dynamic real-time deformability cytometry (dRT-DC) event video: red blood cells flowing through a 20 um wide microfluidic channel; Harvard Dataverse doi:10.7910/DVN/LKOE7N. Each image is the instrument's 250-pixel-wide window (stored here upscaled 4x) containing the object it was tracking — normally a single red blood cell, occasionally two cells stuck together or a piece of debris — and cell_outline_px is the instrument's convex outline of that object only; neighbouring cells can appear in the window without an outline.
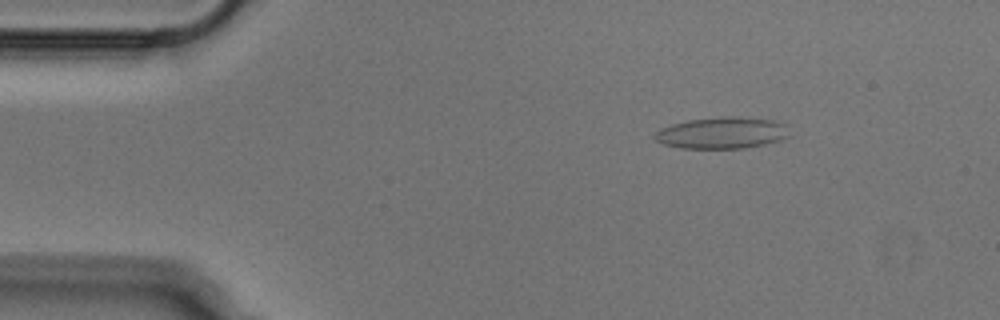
{"species": "Egyptian fruit bat (a non-hibernating species)", "species_latin": "Rousettus aegyptiacus", "temperature_condition": "cold", "stored_images_in_passage": 52, "camera_frame_rate_fps": 3000, "um_per_image_px": 0.085, "animal": {"sex": "male"}, "frame": {"image": 1, "passage_image": 7, "time_ms": 2.0, "image_size_px": [1000, 320], "cell_outline_px": [[788, 136], [780, 140], [764, 144], [744, 148], [680, 148], [664, 144], [656, 140], [652, 136], [660, 128], [672, 124], [688, 120], [724, 116], [736, 116], [776, 120], [784, 124]], "centroid_in_image_um": [61.34, 11.29], "position_along_channel_um": 23.7, "area_um2": 24.68}}
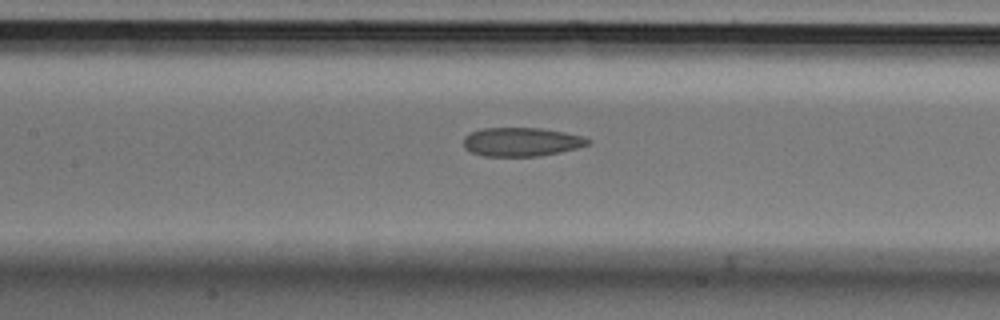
{"frame": {"image": 2, "passage_image": 23, "time_ms": 7.333, "image_size_px": [1000, 320], "cell_outline_px": [[592, 144], [560, 152], [540, 156], [484, 156], [472, 152], [464, 148], [464, 136], [472, 132], [484, 128], [540, 128], [564, 132], [580, 136], [592, 140]], "centroid_in_image_um": [44.34, 12.06], "position_along_channel_um": 163.1, "area_um2": 20.81}}
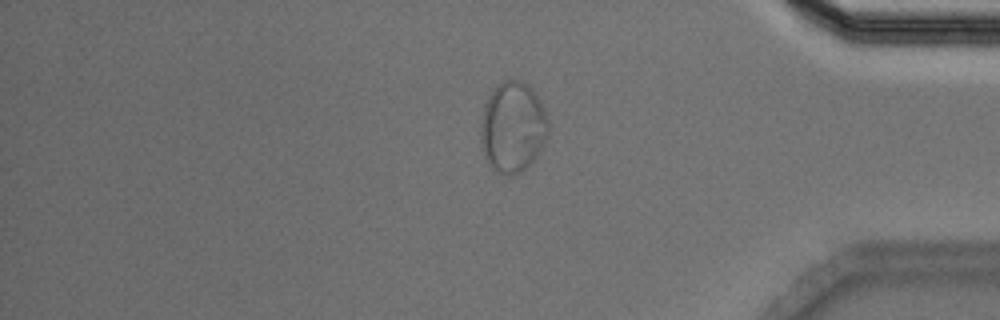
{"frame": {"image": 3, "passage_image": 43, "time_ms": 14.0, "image_size_px": [1000, 320], "cell_outline_px": [[548, 136], [536, 156], [524, 168], [508, 176], [504, 176], [496, 172], [488, 164], [484, 156], [480, 132], [480, 116], [484, 104], [488, 96], [496, 84], [504, 80], [520, 80], [528, 84], [532, 88], [540, 100], [544, 108], [548, 120]], "centroid_in_image_um": [43.56, 10.77], "position_along_channel_um": 391.6, "area_um2": 36.01}}